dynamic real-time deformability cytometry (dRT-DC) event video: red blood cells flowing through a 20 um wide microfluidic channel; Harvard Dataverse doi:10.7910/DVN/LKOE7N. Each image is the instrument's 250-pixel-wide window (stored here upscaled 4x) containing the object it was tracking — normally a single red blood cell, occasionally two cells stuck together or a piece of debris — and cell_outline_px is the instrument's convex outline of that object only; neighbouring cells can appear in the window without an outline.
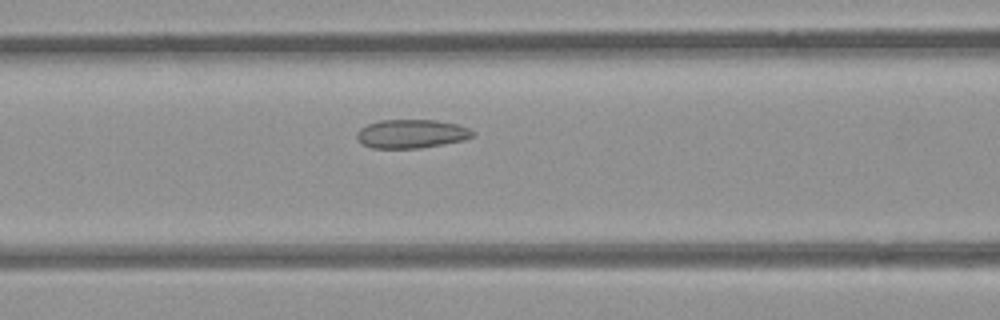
{"species": "common noctule bat (a hibernating species)", "species_latin": "Nyctalus noctula", "temperature_condition": "room temperature", "stored_images_in_passage": 51, "camera_frame_rate_fps": 3000, "um_per_image_px": 0.085, "animal": {"sex": "female", "body_mass_g": 21.9}, "frame": {"image": 1, "passage_image": 20, "time_ms": 6.333, "image_size_px": [1000, 320], "cell_outline_px": [[476, 132], [472, 136], [464, 140], [444, 144], [420, 148], [372, 148], [364, 144], [356, 136], [360, 128], [368, 124], [380, 120], [436, 120], [456, 124], [468, 128]], "centroid_in_image_um": [34.99, 11.37], "position_along_channel_um": 131.6, "area_um2": 19.25}}
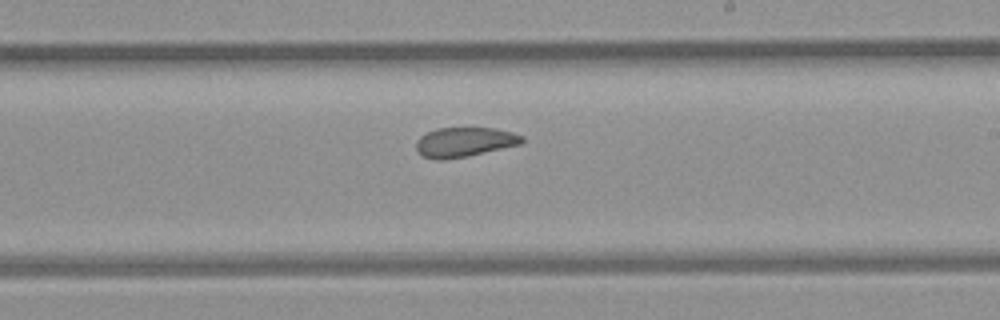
{"frame": {"image": 2, "passage_image": 29, "time_ms": 9.333, "image_size_px": [1000, 320], "cell_outline_px": [[524, 140], [520, 144], [468, 156], [444, 160], [436, 160], [420, 156], [416, 148], [416, 140], [420, 136], [436, 128], [492, 128], [512, 132], [524, 136]], "centroid_in_image_um": [39.44, 12.08], "position_along_channel_um": 249.6, "area_um2": 18.32}}
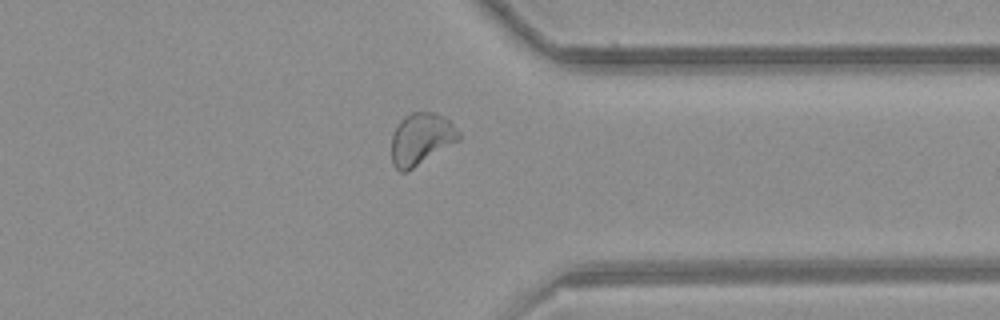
{"frame": {"image": 3, "passage_image": 39, "time_ms": 12.667, "image_size_px": [1000, 320], "cell_outline_px": [[460, 140], [412, 168], [404, 172], [400, 172], [392, 164], [392, 136], [400, 120], [404, 116], [412, 112], [432, 112], [444, 116], [460, 132]], "centroid_in_image_um": [35.79, 11.8], "position_along_channel_um": 375.6, "area_um2": 20.11}, "authors_computed_cell_mechanics": {"area_um2": 20.3456, "velocity_mm_per_s": 3.9387, "shape_relaxation_time_tau1_ms": null, "shape_relaxation_time_tau2_ms": 1.7504, "deformation_change_tau1": null, "deformation_change_tau2": 0.07}}